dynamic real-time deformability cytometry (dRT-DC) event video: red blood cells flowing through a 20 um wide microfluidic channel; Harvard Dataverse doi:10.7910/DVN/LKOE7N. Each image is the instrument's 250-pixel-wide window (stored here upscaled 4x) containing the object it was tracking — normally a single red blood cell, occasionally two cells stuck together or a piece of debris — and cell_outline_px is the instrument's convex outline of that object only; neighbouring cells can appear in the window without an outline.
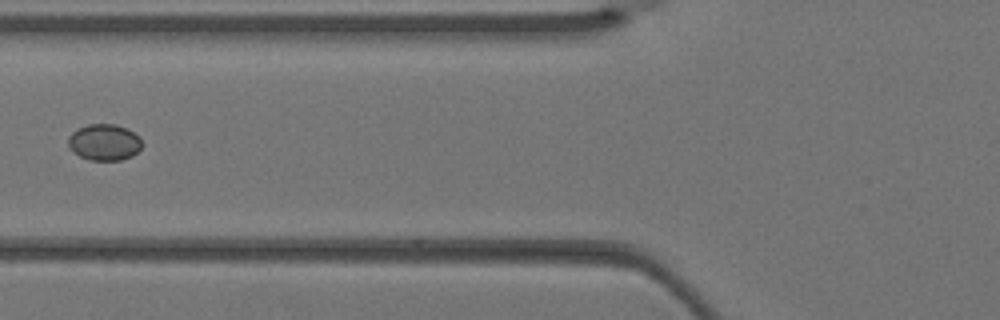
{"species": "Egyptian fruit bat (a non-hibernating species)", "species_latin": "Rousettus aegyptiacus", "temperature_condition": "warm", "stored_images_in_passage": 4, "camera_frame_rate_fps": 3000, "um_per_image_px": 0.085, "animal": {"sex": "female"}, "frame": {"image": 1, "passage_image": 4, "time_ms": 1.0, "image_size_px": [1000, 320], "cell_outline_px": [[144, 144], [132, 156], [120, 160], [88, 160], [80, 156], [68, 144], [68, 136], [76, 128], [88, 124], [116, 124], [140, 136]], "centroid_in_image_um": [8.88, 12.08], "position_along_channel_um": 116.9, "area_um2": 15.61}}